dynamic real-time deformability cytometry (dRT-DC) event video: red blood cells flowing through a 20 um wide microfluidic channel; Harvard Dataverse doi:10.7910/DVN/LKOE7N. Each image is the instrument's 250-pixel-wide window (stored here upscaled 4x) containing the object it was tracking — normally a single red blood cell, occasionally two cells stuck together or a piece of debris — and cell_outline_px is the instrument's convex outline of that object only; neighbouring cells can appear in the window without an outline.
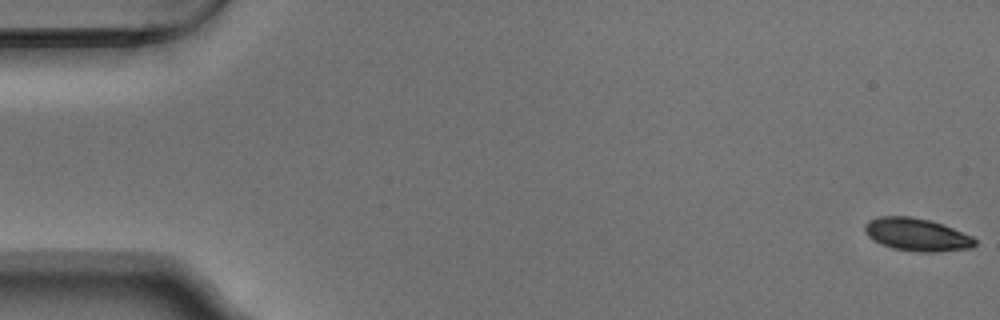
{"species": "Egyptian fruit bat (a non-hibernating species)", "species_latin": "Rousettus aegyptiacus", "temperature_condition": "warm", "stored_images_in_passage": 15, "camera_frame_rate_fps": 3000, "um_per_image_px": 0.085, "animal": {"sex": "male"}, "frame": {"image": 1, "passage_image": 1, "time_ms": 0.0, "image_size_px": [1000, 320], "cell_outline_px": [[976, 244], [972, 248], [936, 252], [920, 252], [892, 248], [868, 236], [864, 232], [864, 224], [872, 220], [884, 216], [912, 216], [932, 220], [972, 236], [976, 240]], "centroid_in_image_um": [77.97, 19.94], "position_along_channel_um": 7.0, "area_um2": 20.87}}
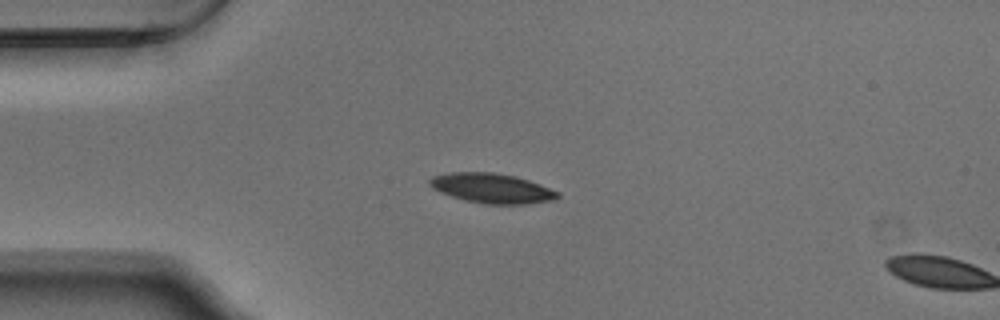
{"frame": {"image": 2, "passage_image": 14, "time_ms": 4.333, "image_size_px": [1000, 320], "cell_outline_px": [[560, 196], [556, 200], [528, 204], [484, 204], [464, 200], [440, 192], [432, 188], [428, 184], [428, 180], [432, 176], [452, 172], [492, 172], [516, 176], [540, 184], [560, 192]], "centroid_in_image_um": [41.83, 16.0], "position_along_channel_um": 43.2, "area_um2": 22.43}}